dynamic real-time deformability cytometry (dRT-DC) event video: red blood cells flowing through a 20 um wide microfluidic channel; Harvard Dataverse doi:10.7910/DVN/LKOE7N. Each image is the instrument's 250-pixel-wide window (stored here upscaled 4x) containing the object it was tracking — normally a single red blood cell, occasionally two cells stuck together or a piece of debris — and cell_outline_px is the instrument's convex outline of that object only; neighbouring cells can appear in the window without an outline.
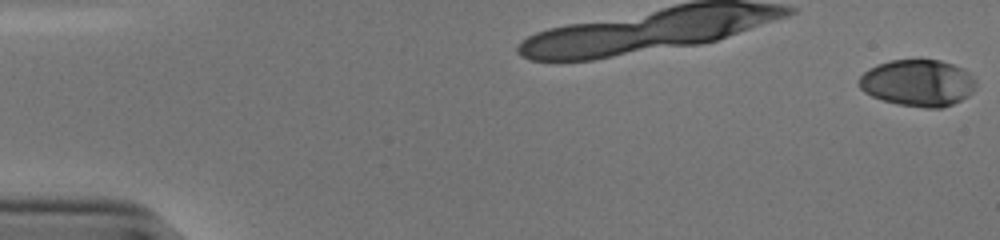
{"species": "human", "species_latin": "Homo sapiens", "temperature_condition": "cold", "stored_images_in_passage": 54, "camera_frame_rate_fps": 3000, "um_per_image_px": 0.085, "donor": {"sex": "male"}, "frame": {"image": 1, "passage_image": 1, "time_ms": 0.0, "image_size_px": [1000, 240], "cell_outline_px": [[976, 88], [968, 96], [944, 108], [924, 108], [896, 104], [872, 96], [864, 92], [860, 88], [860, 76], [868, 68], [876, 64], [892, 60], [920, 56], [940, 60], [964, 68], [976, 80]], "centroid_in_image_um": [78.04, 7.01], "position_along_channel_um": 7.0, "area_um2": 32.66}}
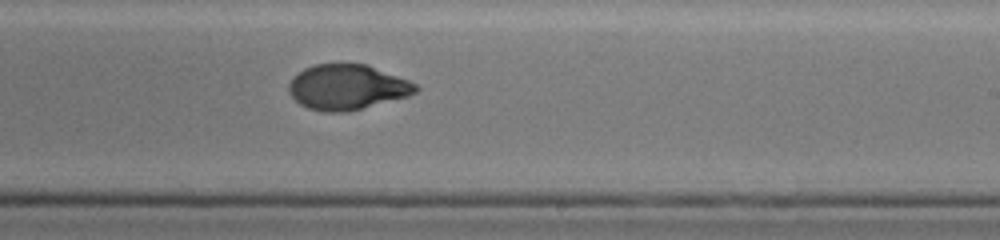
{"frame": {"image": 2, "passage_image": 34, "time_ms": 11.0, "image_size_px": [1000, 240], "cell_outline_px": [[420, 88], [416, 92], [408, 96], [348, 112], [324, 112], [308, 108], [300, 104], [288, 92], [288, 84], [292, 76], [304, 68], [316, 64], [368, 64], [408, 80], [416, 84]], "centroid_in_image_um": [29.49, 7.41], "position_along_channel_um": 259.5, "area_um2": 33.52}}
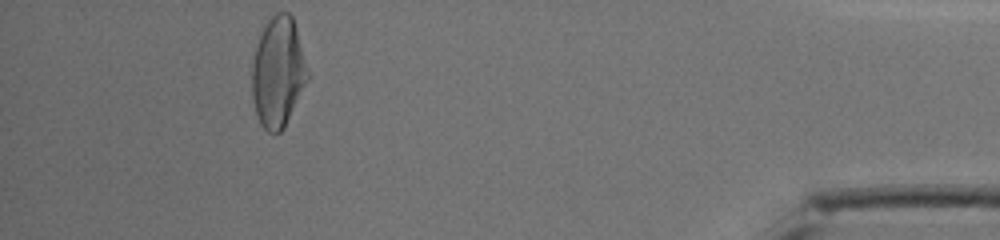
{"frame": {"image": 3, "passage_image": 50, "time_ms": 16.333, "image_size_px": [1000, 240], "cell_outline_px": [[312, 76], [284, 128], [280, 132], [268, 132], [260, 124], [256, 116], [252, 100], [252, 64], [256, 44], [268, 20], [276, 12], [288, 12], [292, 16]], "centroid_in_image_um": [23.67, 6.16], "position_along_channel_um": 411.5, "area_um2": 36.47}, "authors_computed_cell_mechanics": {"area_um2": 33.9286, "velocity_mm_per_s": 3.8709, "shape_relaxation_time_tau1_ms": 5.9513, "shape_relaxation_time_tau2_ms": 1.9767, "deformation_change_tau1": 0.2549, "deformation_change_tau2": 0.0394}}